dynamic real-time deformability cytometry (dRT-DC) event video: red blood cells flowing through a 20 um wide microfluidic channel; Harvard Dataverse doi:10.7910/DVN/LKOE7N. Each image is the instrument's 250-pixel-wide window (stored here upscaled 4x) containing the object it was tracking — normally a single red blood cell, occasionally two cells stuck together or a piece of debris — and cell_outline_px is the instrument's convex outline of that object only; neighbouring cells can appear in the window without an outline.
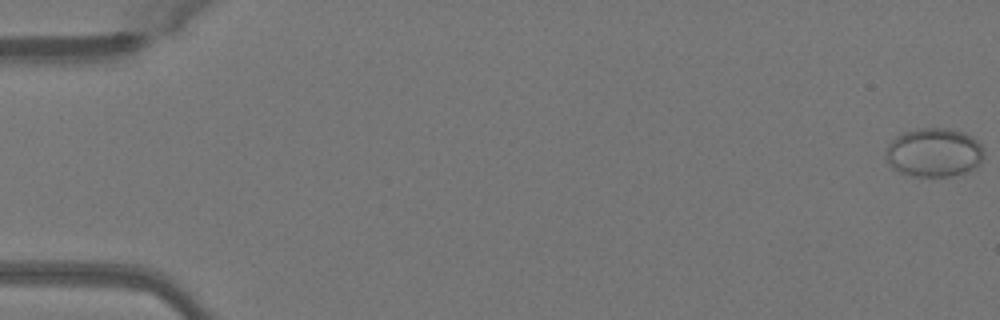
{"species": "Egyptian fruit bat (a non-hibernating species)", "species_latin": "Rousettus aegyptiacus", "temperature_condition": "warm", "stored_images_in_passage": 51, "camera_frame_rate_fps": 3000, "um_per_image_px": 0.085, "animal": {"sex": "female"}, "frame": {"image": 1, "passage_image": 1, "time_ms": 0.0, "image_size_px": [1000, 320], "cell_outline_px": [[984, 156], [980, 164], [976, 168], [968, 172], [952, 176], [912, 176], [900, 172], [892, 168], [888, 164], [884, 156], [884, 152], [888, 144], [900, 132], [920, 128], [948, 128], [964, 132], [972, 136], [984, 148]], "centroid_in_image_um": [79.38, 12.96], "position_along_channel_um": 5.6, "area_um2": 28.55}}
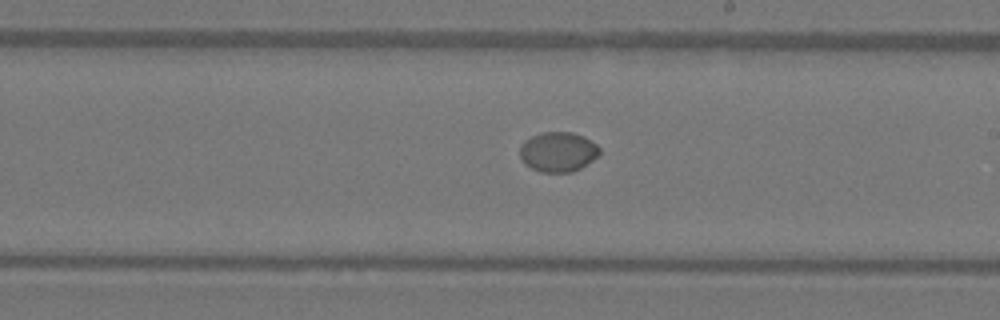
{"frame": {"image": 2, "passage_image": 30, "time_ms": 9.667, "image_size_px": [1000, 320], "cell_outline_px": [[600, 152], [592, 160], [580, 168], [572, 172], [540, 172], [524, 164], [520, 156], [520, 144], [524, 140], [540, 132], [572, 132], [584, 136], [596, 144], [600, 148]], "centroid_in_image_um": [47.41, 12.9], "position_along_channel_um": 241.6, "area_um2": 18.55}}
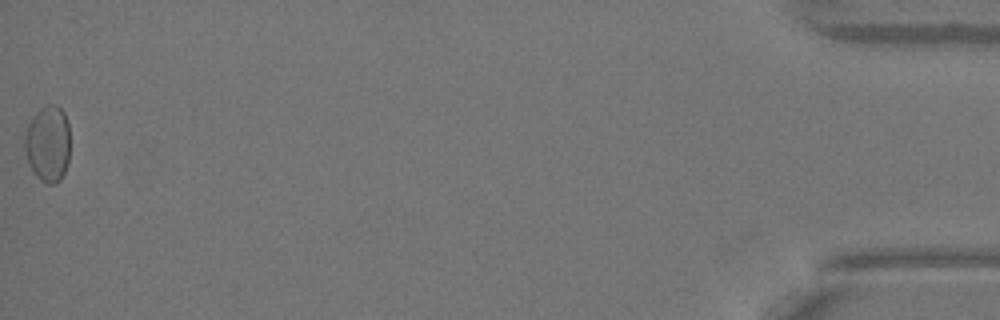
{"frame": {"image": 3, "passage_image": 51, "time_ms": 16.667, "image_size_px": [1000, 320], "cell_outline_px": [[68, 164], [60, 180], [56, 184], [48, 184], [40, 180], [36, 176], [28, 160], [24, 148], [24, 136], [28, 124], [32, 116], [40, 108], [48, 104], [56, 104], [64, 112], [68, 124]], "centroid_in_image_um": [4.06, 12.2], "position_along_channel_um": 431.1, "area_um2": 20.17}}